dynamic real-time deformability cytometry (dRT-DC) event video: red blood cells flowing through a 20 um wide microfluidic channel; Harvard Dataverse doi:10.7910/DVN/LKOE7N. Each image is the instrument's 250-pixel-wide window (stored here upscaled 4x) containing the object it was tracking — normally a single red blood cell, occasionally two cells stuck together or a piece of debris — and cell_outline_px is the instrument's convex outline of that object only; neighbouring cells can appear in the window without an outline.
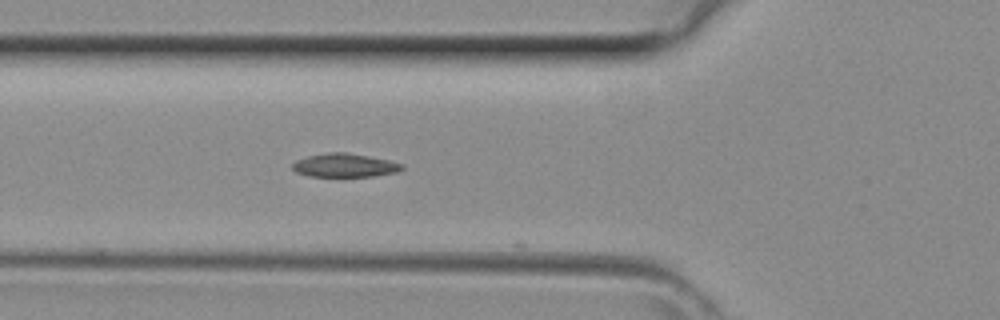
{"species": "common noctule bat (a hibernating species)", "species_latin": "Nyctalus noctula", "temperature_condition": "room temperature", "stored_images_in_passage": 17, "camera_frame_rate_fps": 3000, "um_per_image_px": 0.085, "animal": {"sex": "female", "body_mass_g": 29.2, "forearm_length_mm": 56.3}, "frame": {"image": 1, "passage_image": 16, "time_ms": 5.0, "image_size_px": [1000, 320], "cell_outline_px": [[404, 168], [396, 172], [372, 176], [308, 176], [296, 172], [292, 168], [292, 164], [296, 160], [308, 156], [328, 152], [348, 152], [388, 160], [404, 164]], "centroid_in_image_um": [29.29, 14.04], "position_along_channel_um": 96.5, "area_um2": 14.97}}